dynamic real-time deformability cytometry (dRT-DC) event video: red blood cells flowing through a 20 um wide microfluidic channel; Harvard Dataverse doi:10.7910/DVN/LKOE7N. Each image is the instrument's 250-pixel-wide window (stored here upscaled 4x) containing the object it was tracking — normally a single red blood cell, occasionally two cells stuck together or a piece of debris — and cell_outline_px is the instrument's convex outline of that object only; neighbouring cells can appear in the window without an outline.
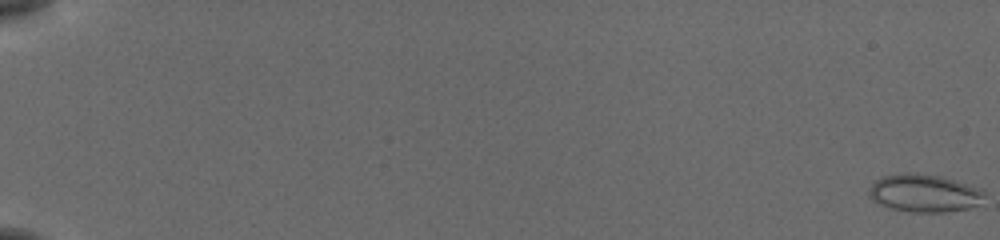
{"species": "common noctule bat (a hibernating species)", "species_latin": "Nyctalus noctula", "temperature_condition": "cold", "stored_images_in_passage": 11, "camera_frame_rate_fps": 3000, "um_per_image_px": 0.085, "animal": {"sex": "female", "body_mass_g": 19.5, "forearm_length_mm": 54.1}, "frame": {"image": 1, "passage_image": 1, "time_ms": 0.0, "image_size_px": [1000, 240], "cell_outline_px": [[984, 196], [976, 204], [968, 208], [944, 212], [908, 212], [892, 208], [880, 204], [872, 200], [868, 196], [868, 188], [876, 180], [884, 176], [908, 172], [916, 172], [940, 176], [964, 184], [984, 192]], "centroid_in_image_um": [78.46, 16.42], "position_along_channel_um": 6.5, "area_um2": 24.97}}